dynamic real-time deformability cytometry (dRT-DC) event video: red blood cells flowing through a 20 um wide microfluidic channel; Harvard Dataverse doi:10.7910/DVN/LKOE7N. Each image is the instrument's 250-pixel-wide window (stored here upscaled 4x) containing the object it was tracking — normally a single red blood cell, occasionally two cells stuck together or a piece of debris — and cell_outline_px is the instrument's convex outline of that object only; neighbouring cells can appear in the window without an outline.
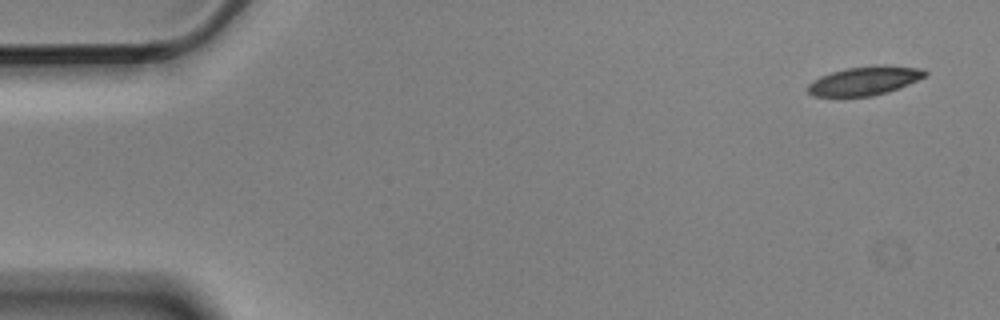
{"species": "Egyptian fruit bat (a non-hibernating species)", "species_latin": "Rousettus aegyptiacus", "temperature_condition": "cold", "stored_images_in_passage": 10, "camera_frame_rate_fps": 3000, "um_per_image_px": 0.085, "animal": {"sex": "male"}, "frame": {"image": 1, "passage_image": 1, "time_ms": 0.0, "image_size_px": [1000, 320], "cell_outline_px": [[928, 76], [900, 88], [888, 92], [872, 96], [812, 96], [808, 92], [808, 84], [820, 76], [832, 72], [848, 68], [876, 64], [888, 64], [924, 68], [928, 72]], "centroid_in_image_um": [73.58, 6.84], "position_along_channel_um": 11.4, "area_um2": 20.06}}
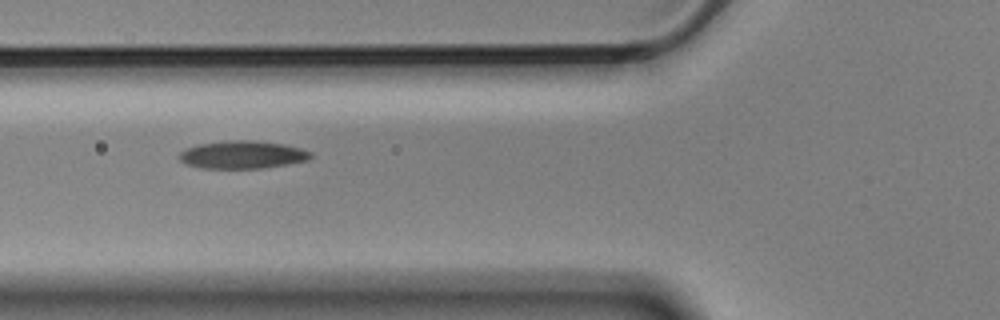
{"frame": {"image": 2, "passage_image": 6, "time_ms": 1.667, "image_size_px": [1000, 320], "cell_outline_px": [[312, 156], [308, 160], [288, 164], [264, 168], [200, 168], [184, 164], [180, 160], [180, 152], [188, 148], [200, 144], [232, 140], [252, 140], [284, 144], [300, 148], [312, 152]], "centroid_in_image_um": [20.63, 13.16], "position_along_channel_um": 105.2, "area_um2": 21.21}}
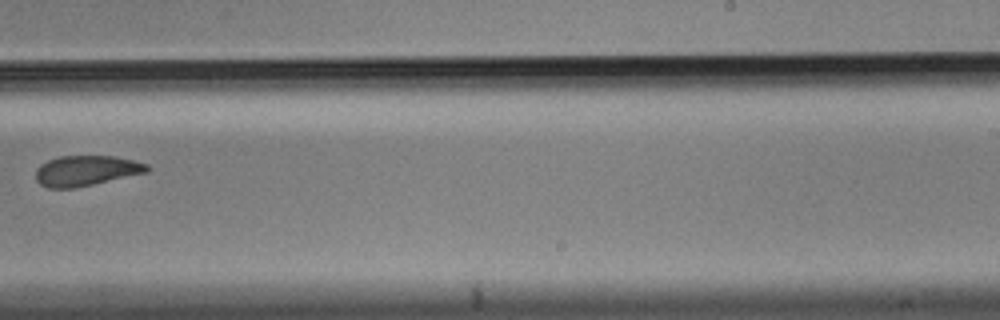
{"frame": {"image": 3, "passage_image": 10, "time_ms": 3.0, "image_size_px": [1000, 320], "cell_outline_px": [[152, 168], [148, 172], [76, 188], [48, 188], [40, 184], [36, 180], [36, 168], [40, 164], [48, 160], [60, 156], [116, 156], [148, 164]], "centroid_in_image_um": [7.33, 14.51], "position_along_channel_um": 281.7, "area_um2": 19.83}}